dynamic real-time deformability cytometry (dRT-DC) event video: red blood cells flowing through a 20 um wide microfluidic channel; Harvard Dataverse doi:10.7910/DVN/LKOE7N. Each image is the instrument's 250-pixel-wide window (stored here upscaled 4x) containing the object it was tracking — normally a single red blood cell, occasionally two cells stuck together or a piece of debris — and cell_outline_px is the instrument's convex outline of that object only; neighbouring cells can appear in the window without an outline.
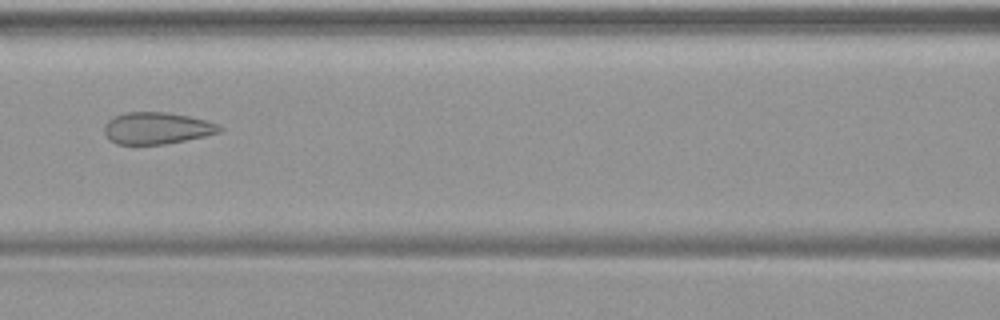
{"species": "common noctule bat (a hibernating species)", "species_latin": "Nyctalus noctula", "temperature_condition": "warm", "stored_images_in_passage": 49, "camera_frame_rate_fps": 3000, "um_per_image_px": 0.085, "animal": {"sex": "female", "body_mass_g": 19.9}, "frame": {"image": 1, "passage_image": 22, "time_ms": 7.0, "image_size_px": [1000, 320], "cell_outline_px": [[224, 128], [220, 132], [204, 136], [164, 144], [116, 144], [108, 140], [104, 132], [104, 124], [108, 120], [124, 112], [164, 112], [188, 116], [220, 124]], "centroid_in_image_um": [13.31, 10.89], "position_along_channel_um": 153.3, "area_um2": 21.33}}
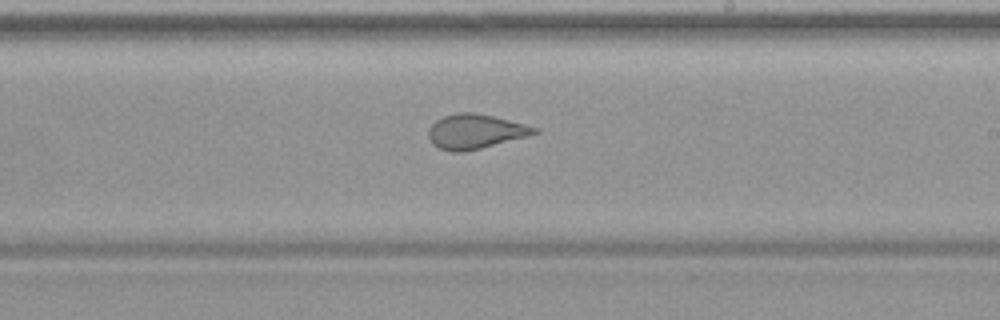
{"frame": {"image": 2, "passage_image": 29, "time_ms": 9.333, "image_size_px": [1000, 320], "cell_outline_px": [[540, 132], [528, 136], [464, 152], [452, 152], [440, 148], [432, 144], [428, 136], [428, 128], [436, 120], [444, 116], [456, 112], [476, 112], [540, 128]], "centroid_in_image_um": [40.38, 11.17], "position_along_channel_um": 248.6, "area_um2": 21.33}}
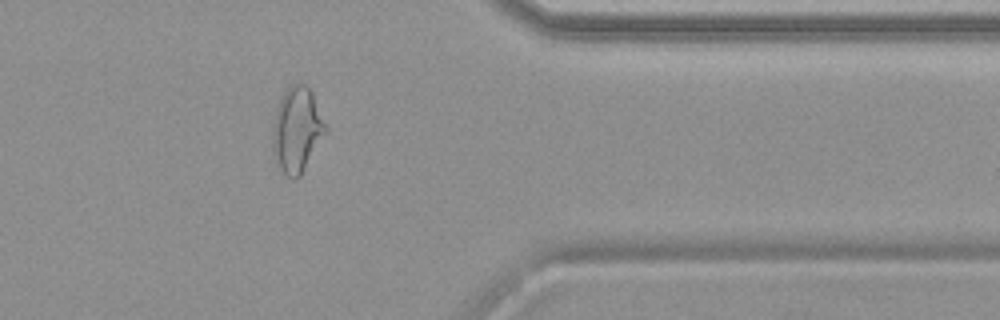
{"frame": {"image": 3, "passage_image": 40, "time_ms": 13.0, "image_size_px": [1000, 320], "cell_outline_px": [[328, 128], [300, 176], [296, 180], [292, 180], [280, 168], [276, 160], [272, 148], [272, 120], [280, 96], [292, 84], [308, 84], [312, 92]], "centroid_in_image_um": [25.22, 11.0], "position_along_channel_um": 386.2, "area_um2": 26.36}}